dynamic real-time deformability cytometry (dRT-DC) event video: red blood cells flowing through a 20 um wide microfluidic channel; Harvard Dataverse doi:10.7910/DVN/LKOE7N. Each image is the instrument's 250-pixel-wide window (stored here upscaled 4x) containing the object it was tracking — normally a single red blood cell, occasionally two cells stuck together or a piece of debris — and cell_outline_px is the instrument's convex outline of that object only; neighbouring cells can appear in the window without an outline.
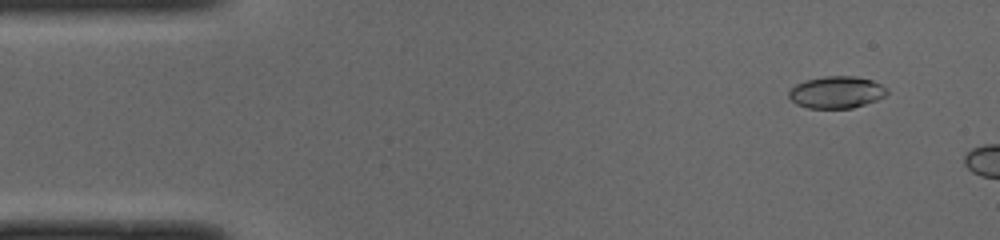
{"species": "common noctule bat (a hibernating species)", "species_latin": "Nyctalus noctula", "temperature_condition": "cold", "stored_images_in_passage": 8, "camera_frame_rate_fps": 3000, "um_per_image_px": 0.085, "animal": {"sex": "male", "body_mass_g": 19.0, "forearm_length_mm": 50.8}, "frame": {"image": 1, "passage_image": 4, "time_ms": 1.0, "image_size_px": [1000, 240], "cell_outline_px": [[888, 92], [884, 96], [876, 100], [852, 108], [808, 108], [796, 104], [788, 96], [788, 92], [796, 84], [804, 80], [824, 76], [856, 76], [872, 80], [888, 88]], "centroid_in_image_um": [71.09, 7.83], "position_along_channel_um": 13.9, "area_um2": 18.32}}